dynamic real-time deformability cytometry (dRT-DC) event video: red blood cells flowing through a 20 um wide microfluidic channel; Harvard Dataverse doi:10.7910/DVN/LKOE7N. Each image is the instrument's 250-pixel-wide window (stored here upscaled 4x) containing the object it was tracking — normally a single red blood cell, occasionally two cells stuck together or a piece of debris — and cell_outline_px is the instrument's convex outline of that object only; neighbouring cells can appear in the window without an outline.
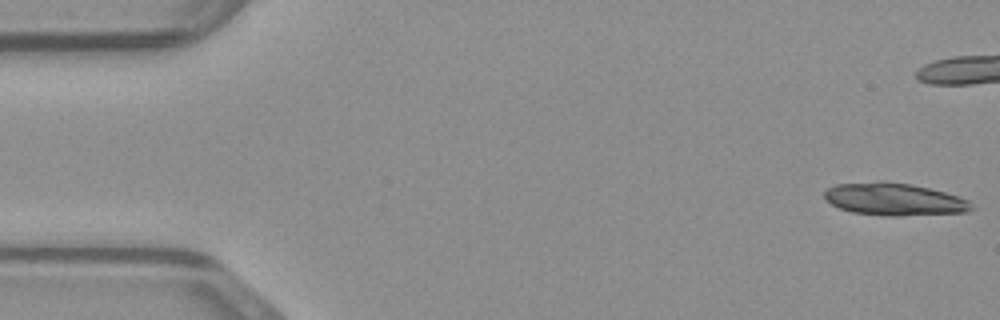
{"species": "common noctule bat (a hibernating species)", "species_latin": "Nyctalus noctula", "temperature_condition": "warm", "stored_images_in_passage": 22, "camera_frame_rate_fps": 3000, "um_per_image_px": 0.085, "animal": {"sex": "male", "body_mass_g": 23.1, "forearm_length_mm": 52.7}, "frame": {"image": 1, "passage_image": 1, "time_ms": 0.0, "image_size_px": [1000, 320], "cell_outline_px": [[972, 208], [968, 212], [900, 216], [888, 216], [852, 212], [840, 208], [832, 204], [824, 196], [824, 192], [828, 188], [836, 184], [880, 180], [908, 184], [928, 188], [944, 192], [968, 200]], "centroid_in_image_um": [75.97, 16.93], "position_along_channel_um": 9.0, "area_um2": 27.63}}